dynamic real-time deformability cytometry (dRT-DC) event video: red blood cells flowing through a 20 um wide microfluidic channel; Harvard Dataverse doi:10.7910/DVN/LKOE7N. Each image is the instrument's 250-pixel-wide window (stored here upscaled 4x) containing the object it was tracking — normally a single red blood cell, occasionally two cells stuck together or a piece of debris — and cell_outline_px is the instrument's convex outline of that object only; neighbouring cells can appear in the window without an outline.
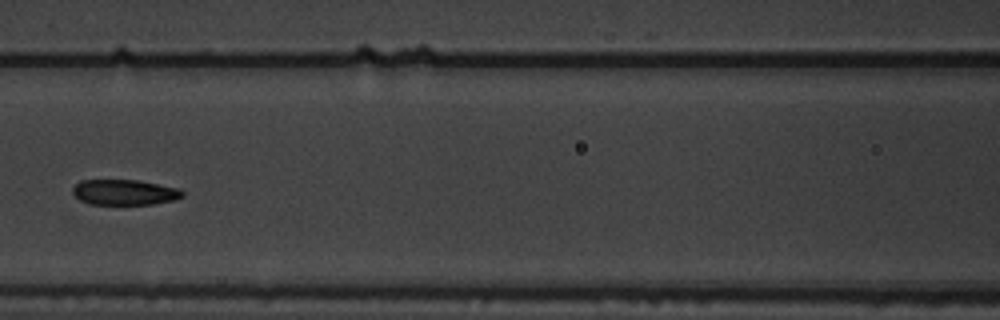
{"species": "common noctule bat (a hibernating species)", "species_latin": "Nyctalus noctula", "temperature_condition": "warm", "stored_images_in_passage": 9, "camera_frame_rate_fps": 3000, "um_per_image_px": 0.085, "animal": {"sex": "male", "body_mass_g": 19.5, "forearm_length_mm": 54.6}, "frame": {"image": 1, "passage_image": 6, "time_ms": 1.667, "image_size_px": [1000, 320], "cell_outline_px": [[184, 196], [176, 200], [156, 204], [88, 204], [80, 200], [72, 192], [72, 188], [80, 180], [136, 180], [180, 188], [184, 192]], "centroid_in_image_um": [10.61, 16.35], "position_along_channel_um": 156.0, "area_um2": 16.42}}
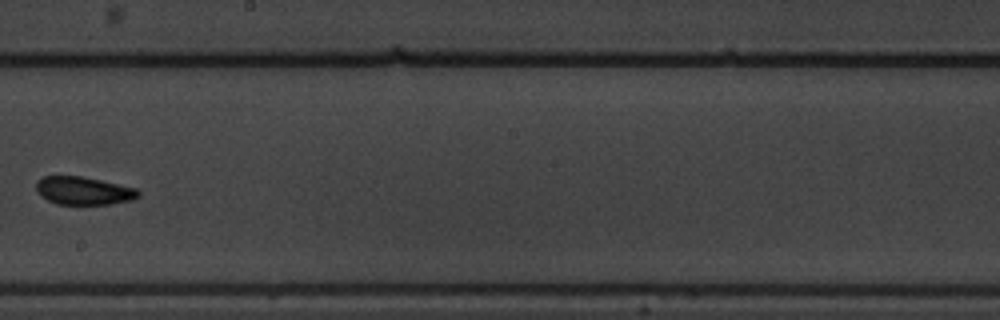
{"frame": {"image": 2, "passage_image": 8, "time_ms": 2.333, "image_size_px": [1000, 320], "cell_outline_px": [[140, 196], [132, 200], [112, 204], [56, 204], [40, 196], [36, 192], [36, 180], [44, 176], [80, 176], [100, 180], [136, 188], [140, 192]], "centroid_in_image_um": [7.08, 16.21], "position_along_channel_um": 241.1, "area_um2": 16.76}}
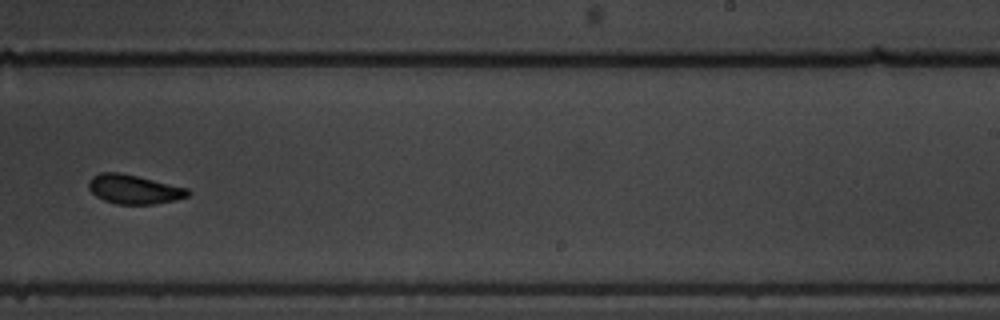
{"frame": {"image": 3, "passage_image": 9, "time_ms": 2.667, "image_size_px": [1000, 320], "cell_outline_px": [[192, 192], [188, 196], [172, 200], [152, 204], [116, 204], [104, 200], [96, 196], [88, 188], [88, 180], [92, 176], [100, 172], [120, 172], [188, 188]], "centroid_in_image_um": [11.35, 16.08], "position_along_channel_um": 277.6, "area_um2": 16.82}}